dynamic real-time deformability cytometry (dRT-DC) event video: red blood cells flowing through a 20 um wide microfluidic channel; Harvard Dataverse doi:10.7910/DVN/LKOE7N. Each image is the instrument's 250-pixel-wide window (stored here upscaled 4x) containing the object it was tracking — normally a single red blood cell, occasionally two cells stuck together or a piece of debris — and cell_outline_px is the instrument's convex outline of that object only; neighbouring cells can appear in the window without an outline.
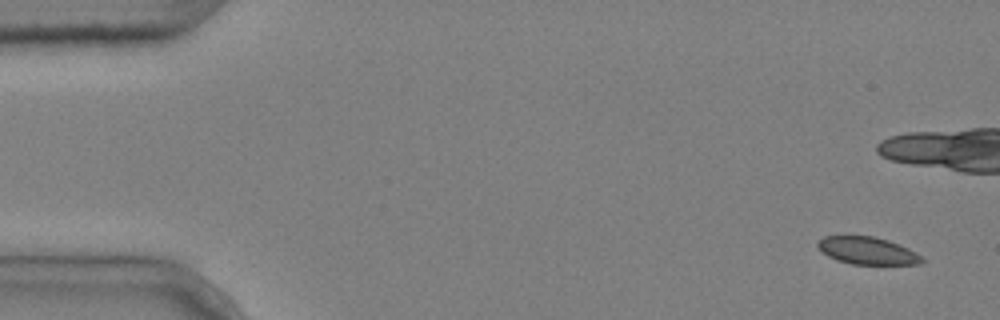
{"species": "common noctule bat (a hibernating species)", "species_latin": "Nyctalus noctula", "temperature_condition": "cold", "stored_images_in_passage": 5, "camera_frame_rate_fps": 3000, "um_per_image_px": 0.085, "animal": {"sex": "male", "body_mass_g": 20.4}, "frame": {"image": 1, "passage_image": 1, "time_ms": 0.0, "image_size_px": [1000, 320], "cell_outline_px": [[924, 260], [920, 264], [852, 264], [836, 260], [820, 252], [816, 244], [824, 236], [872, 236], [888, 240], [908, 248], [916, 252]], "centroid_in_image_um": [73.69, 21.31], "position_along_channel_um": 11.3, "area_um2": 16.59}}